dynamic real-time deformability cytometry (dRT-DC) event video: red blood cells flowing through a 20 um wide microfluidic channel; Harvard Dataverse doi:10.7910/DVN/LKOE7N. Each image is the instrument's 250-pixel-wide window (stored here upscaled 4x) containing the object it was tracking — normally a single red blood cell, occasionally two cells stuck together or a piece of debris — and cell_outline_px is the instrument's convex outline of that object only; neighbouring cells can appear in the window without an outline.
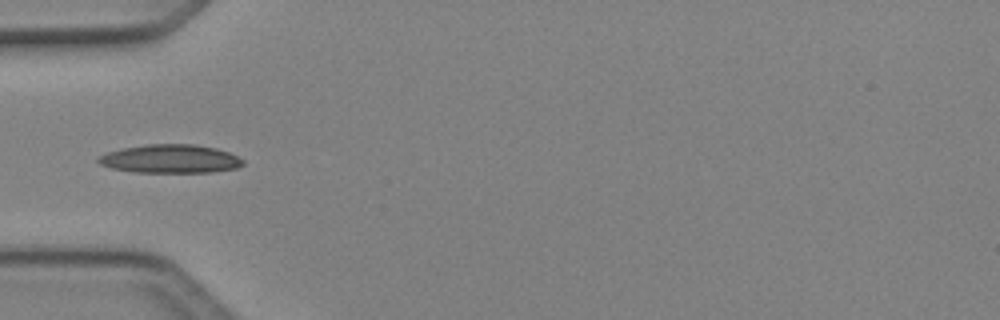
{"species": "Egyptian fruit bat (a non-hibernating species)", "species_latin": "Rousettus aegyptiacus", "temperature_condition": "cold", "stored_images_in_passage": 5, "camera_frame_rate_fps": 3000, "um_per_image_px": 0.085, "animal": {"sex": "female"}, "frame": {"image": 1, "passage_image": 5, "time_ms": 1.333, "image_size_px": [1000, 320], "cell_outline_px": [[244, 164], [236, 168], [212, 172], [136, 172], [112, 168], [100, 164], [96, 160], [100, 156], [108, 152], [124, 148], [144, 144], [196, 144], [216, 148], [228, 152], [244, 160]], "centroid_in_image_um": [14.49, 13.5], "position_along_channel_um": 70.5, "area_um2": 23.93}}